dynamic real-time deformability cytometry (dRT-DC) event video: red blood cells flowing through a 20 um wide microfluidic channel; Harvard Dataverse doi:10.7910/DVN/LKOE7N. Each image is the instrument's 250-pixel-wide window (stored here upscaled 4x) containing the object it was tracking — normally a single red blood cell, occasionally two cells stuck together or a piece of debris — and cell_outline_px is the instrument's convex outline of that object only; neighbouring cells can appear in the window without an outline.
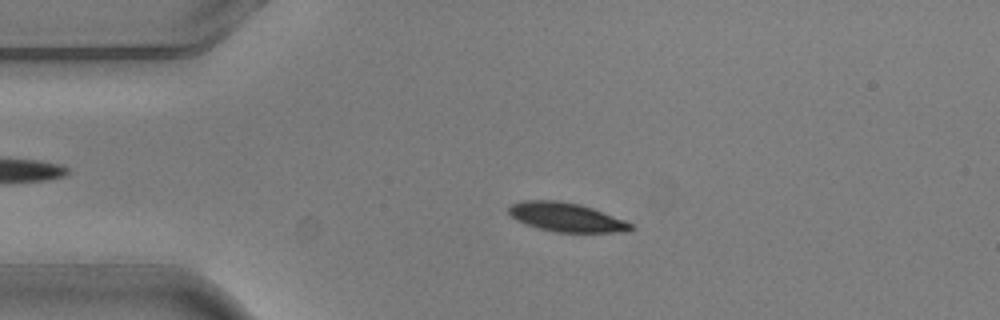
{"species": "common noctule bat (a hibernating species)", "species_latin": "Nyctalus noctula", "temperature_condition": "warm", "stored_images_in_passage": 4, "camera_frame_rate_fps": 3000, "um_per_image_px": 0.085, "animal": {"sex": "male", "body_mass_g": 20.5, "forearm_length_mm": 52.5}, "frame": {"image": 1, "passage_image": 3, "time_ms": 0.667, "image_size_px": [1000, 320], "cell_outline_px": [[636, 228], [628, 232], [556, 232], [524, 224], [516, 220], [508, 212], [508, 208], [512, 204], [524, 200], [560, 200], [580, 204], [592, 208], [624, 220], [632, 224]], "centroid_in_image_um": [48.14, 18.46], "position_along_channel_um": 36.9, "area_um2": 20.63}}